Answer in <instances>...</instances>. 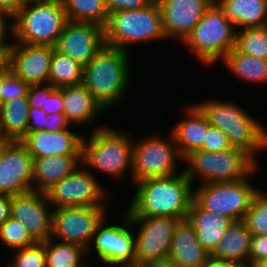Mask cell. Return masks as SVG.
<instances>
[{
    "instance_id": "6da1fadb",
    "label": "cell",
    "mask_w": 267,
    "mask_h": 267,
    "mask_svg": "<svg viewBox=\"0 0 267 267\" xmlns=\"http://www.w3.org/2000/svg\"><path fill=\"white\" fill-rule=\"evenodd\" d=\"M136 185L137 191L127 212L129 217L187 218L193 192L184 171L175 176L146 178Z\"/></svg>"
},
{
    "instance_id": "7a4b0ae2",
    "label": "cell",
    "mask_w": 267,
    "mask_h": 267,
    "mask_svg": "<svg viewBox=\"0 0 267 267\" xmlns=\"http://www.w3.org/2000/svg\"><path fill=\"white\" fill-rule=\"evenodd\" d=\"M128 52L104 47L84 66L83 84L103 108L121 100L128 86Z\"/></svg>"
},
{
    "instance_id": "3957f363",
    "label": "cell",
    "mask_w": 267,
    "mask_h": 267,
    "mask_svg": "<svg viewBox=\"0 0 267 267\" xmlns=\"http://www.w3.org/2000/svg\"><path fill=\"white\" fill-rule=\"evenodd\" d=\"M210 125L226 134L234 148H239L254 158V153L267 147V130L245 110L226 102L207 101L195 105Z\"/></svg>"
},
{
    "instance_id": "277c9868",
    "label": "cell",
    "mask_w": 267,
    "mask_h": 267,
    "mask_svg": "<svg viewBox=\"0 0 267 267\" xmlns=\"http://www.w3.org/2000/svg\"><path fill=\"white\" fill-rule=\"evenodd\" d=\"M12 19L9 31L18 43L53 47L68 21L62 0L22 7Z\"/></svg>"
},
{
    "instance_id": "5b68a950",
    "label": "cell",
    "mask_w": 267,
    "mask_h": 267,
    "mask_svg": "<svg viewBox=\"0 0 267 267\" xmlns=\"http://www.w3.org/2000/svg\"><path fill=\"white\" fill-rule=\"evenodd\" d=\"M188 168L183 170L192 182L194 176H201L204 183H224L246 179L257 167L254 158L239 148L222 152L195 150L183 158Z\"/></svg>"
},
{
    "instance_id": "8992f818",
    "label": "cell",
    "mask_w": 267,
    "mask_h": 267,
    "mask_svg": "<svg viewBox=\"0 0 267 267\" xmlns=\"http://www.w3.org/2000/svg\"><path fill=\"white\" fill-rule=\"evenodd\" d=\"M106 45L126 50V45L165 39L161 12L157 2L135 10H121L109 14L104 26ZM129 43V44H128Z\"/></svg>"
},
{
    "instance_id": "52a82bcc",
    "label": "cell",
    "mask_w": 267,
    "mask_h": 267,
    "mask_svg": "<svg viewBox=\"0 0 267 267\" xmlns=\"http://www.w3.org/2000/svg\"><path fill=\"white\" fill-rule=\"evenodd\" d=\"M133 142L126 134L107 127L96 128L88 141L82 140L81 162L121 178L132 169Z\"/></svg>"
},
{
    "instance_id": "ba28073f",
    "label": "cell",
    "mask_w": 267,
    "mask_h": 267,
    "mask_svg": "<svg viewBox=\"0 0 267 267\" xmlns=\"http://www.w3.org/2000/svg\"><path fill=\"white\" fill-rule=\"evenodd\" d=\"M234 29V25L214 2L184 42L197 54L200 61L212 64L219 58L223 59L235 47Z\"/></svg>"
},
{
    "instance_id": "9c48e42d",
    "label": "cell",
    "mask_w": 267,
    "mask_h": 267,
    "mask_svg": "<svg viewBox=\"0 0 267 267\" xmlns=\"http://www.w3.org/2000/svg\"><path fill=\"white\" fill-rule=\"evenodd\" d=\"M246 179L202 184L193 191V200L203 209L232 220L243 219L257 190Z\"/></svg>"
},
{
    "instance_id": "30bf717a",
    "label": "cell",
    "mask_w": 267,
    "mask_h": 267,
    "mask_svg": "<svg viewBox=\"0 0 267 267\" xmlns=\"http://www.w3.org/2000/svg\"><path fill=\"white\" fill-rule=\"evenodd\" d=\"M181 219L171 216L130 217V223L142 224L135 238V266L167 262L175 229Z\"/></svg>"
},
{
    "instance_id": "8fae6325",
    "label": "cell",
    "mask_w": 267,
    "mask_h": 267,
    "mask_svg": "<svg viewBox=\"0 0 267 267\" xmlns=\"http://www.w3.org/2000/svg\"><path fill=\"white\" fill-rule=\"evenodd\" d=\"M105 211V206L58 207L51 212V238L81 245L88 254L94 234L106 218Z\"/></svg>"
},
{
    "instance_id": "7c38bea8",
    "label": "cell",
    "mask_w": 267,
    "mask_h": 267,
    "mask_svg": "<svg viewBox=\"0 0 267 267\" xmlns=\"http://www.w3.org/2000/svg\"><path fill=\"white\" fill-rule=\"evenodd\" d=\"M170 136L172 141L168 142L154 134L133 144L131 170L135 182L146 178L175 175V160L182 156L173 136Z\"/></svg>"
},
{
    "instance_id": "4fadbf2b",
    "label": "cell",
    "mask_w": 267,
    "mask_h": 267,
    "mask_svg": "<svg viewBox=\"0 0 267 267\" xmlns=\"http://www.w3.org/2000/svg\"><path fill=\"white\" fill-rule=\"evenodd\" d=\"M45 193L48 201L57 207L105 206V190L85 168H77Z\"/></svg>"
},
{
    "instance_id": "5bb4252c",
    "label": "cell",
    "mask_w": 267,
    "mask_h": 267,
    "mask_svg": "<svg viewBox=\"0 0 267 267\" xmlns=\"http://www.w3.org/2000/svg\"><path fill=\"white\" fill-rule=\"evenodd\" d=\"M33 158L19 141H6L0 150V194L16 195L35 190Z\"/></svg>"
},
{
    "instance_id": "9a60e30c",
    "label": "cell",
    "mask_w": 267,
    "mask_h": 267,
    "mask_svg": "<svg viewBox=\"0 0 267 267\" xmlns=\"http://www.w3.org/2000/svg\"><path fill=\"white\" fill-rule=\"evenodd\" d=\"M105 44L101 25L68 20L54 48L85 66Z\"/></svg>"
},
{
    "instance_id": "2e32d148",
    "label": "cell",
    "mask_w": 267,
    "mask_h": 267,
    "mask_svg": "<svg viewBox=\"0 0 267 267\" xmlns=\"http://www.w3.org/2000/svg\"><path fill=\"white\" fill-rule=\"evenodd\" d=\"M45 202L49 203L43 191L11 195L10 217L21 222L36 242L51 238L52 213L47 210Z\"/></svg>"
},
{
    "instance_id": "e0dca14e",
    "label": "cell",
    "mask_w": 267,
    "mask_h": 267,
    "mask_svg": "<svg viewBox=\"0 0 267 267\" xmlns=\"http://www.w3.org/2000/svg\"><path fill=\"white\" fill-rule=\"evenodd\" d=\"M124 225H106V220L99 225L95 232L92 243L95 246L99 258L113 265H135V238L127 225L131 226L130 217L126 212ZM106 225V226H105ZM127 262V263H126Z\"/></svg>"
},
{
    "instance_id": "ac0fdd59",
    "label": "cell",
    "mask_w": 267,
    "mask_h": 267,
    "mask_svg": "<svg viewBox=\"0 0 267 267\" xmlns=\"http://www.w3.org/2000/svg\"><path fill=\"white\" fill-rule=\"evenodd\" d=\"M215 0H160L158 3L166 38L183 41Z\"/></svg>"
},
{
    "instance_id": "d6986e66",
    "label": "cell",
    "mask_w": 267,
    "mask_h": 267,
    "mask_svg": "<svg viewBox=\"0 0 267 267\" xmlns=\"http://www.w3.org/2000/svg\"><path fill=\"white\" fill-rule=\"evenodd\" d=\"M52 55L53 46L13 43L10 67L30 86L48 83Z\"/></svg>"
},
{
    "instance_id": "ffe728a7",
    "label": "cell",
    "mask_w": 267,
    "mask_h": 267,
    "mask_svg": "<svg viewBox=\"0 0 267 267\" xmlns=\"http://www.w3.org/2000/svg\"><path fill=\"white\" fill-rule=\"evenodd\" d=\"M82 135L66 129L58 132L38 130L28 132L20 141L31 154L32 158L81 155Z\"/></svg>"
},
{
    "instance_id": "44dd1931",
    "label": "cell",
    "mask_w": 267,
    "mask_h": 267,
    "mask_svg": "<svg viewBox=\"0 0 267 267\" xmlns=\"http://www.w3.org/2000/svg\"><path fill=\"white\" fill-rule=\"evenodd\" d=\"M209 257L192 225L186 219L181 220L175 229L167 262L176 267H202Z\"/></svg>"
},
{
    "instance_id": "7402d4cb",
    "label": "cell",
    "mask_w": 267,
    "mask_h": 267,
    "mask_svg": "<svg viewBox=\"0 0 267 267\" xmlns=\"http://www.w3.org/2000/svg\"><path fill=\"white\" fill-rule=\"evenodd\" d=\"M186 220L192 225L199 243L209 254L221 241L233 221L225 215L206 211L194 200L190 203Z\"/></svg>"
},
{
    "instance_id": "603a6c76",
    "label": "cell",
    "mask_w": 267,
    "mask_h": 267,
    "mask_svg": "<svg viewBox=\"0 0 267 267\" xmlns=\"http://www.w3.org/2000/svg\"><path fill=\"white\" fill-rule=\"evenodd\" d=\"M251 239L252 235L246 228L244 220H233L210 257L238 267H249L246 259L248 260L250 253Z\"/></svg>"
},
{
    "instance_id": "cb8c5ba5",
    "label": "cell",
    "mask_w": 267,
    "mask_h": 267,
    "mask_svg": "<svg viewBox=\"0 0 267 267\" xmlns=\"http://www.w3.org/2000/svg\"><path fill=\"white\" fill-rule=\"evenodd\" d=\"M81 163V155L33 158V181L37 191H47L54 183L71 174Z\"/></svg>"
},
{
    "instance_id": "d4e9b609",
    "label": "cell",
    "mask_w": 267,
    "mask_h": 267,
    "mask_svg": "<svg viewBox=\"0 0 267 267\" xmlns=\"http://www.w3.org/2000/svg\"><path fill=\"white\" fill-rule=\"evenodd\" d=\"M234 27L267 25V0H215Z\"/></svg>"
},
{
    "instance_id": "484cf974",
    "label": "cell",
    "mask_w": 267,
    "mask_h": 267,
    "mask_svg": "<svg viewBox=\"0 0 267 267\" xmlns=\"http://www.w3.org/2000/svg\"><path fill=\"white\" fill-rule=\"evenodd\" d=\"M64 101V114L70 123L90 122L104 108L82 83L59 88Z\"/></svg>"
},
{
    "instance_id": "4316f807",
    "label": "cell",
    "mask_w": 267,
    "mask_h": 267,
    "mask_svg": "<svg viewBox=\"0 0 267 267\" xmlns=\"http://www.w3.org/2000/svg\"><path fill=\"white\" fill-rule=\"evenodd\" d=\"M210 124L196 106L188 109V118L177 124L172 130V136L178 145L182 158L192 151L201 149Z\"/></svg>"
},
{
    "instance_id": "83f0119b",
    "label": "cell",
    "mask_w": 267,
    "mask_h": 267,
    "mask_svg": "<svg viewBox=\"0 0 267 267\" xmlns=\"http://www.w3.org/2000/svg\"><path fill=\"white\" fill-rule=\"evenodd\" d=\"M28 98L15 97L2 103L0 109V139L21 141L28 133Z\"/></svg>"
},
{
    "instance_id": "f1b7e54d",
    "label": "cell",
    "mask_w": 267,
    "mask_h": 267,
    "mask_svg": "<svg viewBox=\"0 0 267 267\" xmlns=\"http://www.w3.org/2000/svg\"><path fill=\"white\" fill-rule=\"evenodd\" d=\"M235 75L250 82H267V60L239 52L235 47L222 59Z\"/></svg>"
},
{
    "instance_id": "f546056e",
    "label": "cell",
    "mask_w": 267,
    "mask_h": 267,
    "mask_svg": "<svg viewBox=\"0 0 267 267\" xmlns=\"http://www.w3.org/2000/svg\"><path fill=\"white\" fill-rule=\"evenodd\" d=\"M84 66L69 57L59 53L53 47V55L50 63L48 83L55 88L74 86L83 82Z\"/></svg>"
},
{
    "instance_id": "4dcf8cb0",
    "label": "cell",
    "mask_w": 267,
    "mask_h": 267,
    "mask_svg": "<svg viewBox=\"0 0 267 267\" xmlns=\"http://www.w3.org/2000/svg\"><path fill=\"white\" fill-rule=\"evenodd\" d=\"M67 19L105 26L109 13L106 0H62Z\"/></svg>"
},
{
    "instance_id": "1f68e13d",
    "label": "cell",
    "mask_w": 267,
    "mask_h": 267,
    "mask_svg": "<svg viewBox=\"0 0 267 267\" xmlns=\"http://www.w3.org/2000/svg\"><path fill=\"white\" fill-rule=\"evenodd\" d=\"M82 255H87V250L81 245L46 240V267H86L80 263Z\"/></svg>"
},
{
    "instance_id": "d6a6232c",
    "label": "cell",
    "mask_w": 267,
    "mask_h": 267,
    "mask_svg": "<svg viewBox=\"0 0 267 267\" xmlns=\"http://www.w3.org/2000/svg\"><path fill=\"white\" fill-rule=\"evenodd\" d=\"M235 48L241 53L267 60V25L240 30L236 33Z\"/></svg>"
},
{
    "instance_id": "836d02e7",
    "label": "cell",
    "mask_w": 267,
    "mask_h": 267,
    "mask_svg": "<svg viewBox=\"0 0 267 267\" xmlns=\"http://www.w3.org/2000/svg\"><path fill=\"white\" fill-rule=\"evenodd\" d=\"M244 223L252 236L267 235V196L257 190L250 208L246 212Z\"/></svg>"
},
{
    "instance_id": "e575fe53",
    "label": "cell",
    "mask_w": 267,
    "mask_h": 267,
    "mask_svg": "<svg viewBox=\"0 0 267 267\" xmlns=\"http://www.w3.org/2000/svg\"><path fill=\"white\" fill-rule=\"evenodd\" d=\"M0 240L13 249L28 247L36 243L28 233L27 228L12 217H9L0 226Z\"/></svg>"
},
{
    "instance_id": "d590c367",
    "label": "cell",
    "mask_w": 267,
    "mask_h": 267,
    "mask_svg": "<svg viewBox=\"0 0 267 267\" xmlns=\"http://www.w3.org/2000/svg\"><path fill=\"white\" fill-rule=\"evenodd\" d=\"M16 252L10 267H46V241L16 249Z\"/></svg>"
},
{
    "instance_id": "8d00e7d4",
    "label": "cell",
    "mask_w": 267,
    "mask_h": 267,
    "mask_svg": "<svg viewBox=\"0 0 267 267\" xmlns=\"http://www.w3.org/2000/svg\"><path fill=\"white\" fill-rule=\"evenodd\" d=\"M30 85L19 78L12 70L5 76L2 102L12 100L15 97L27 96Z\"/></svg>"
},
{
    "instance_id": "74e56055",
    "label": "cell",
    "mask_w": 267,
    "mask_h": 267,
    "mask_svg": "<svg viewBox=\"0 0 267 267\" xmlns=\"http://www.w3.org/2000/svg\"><path fill=\"white\" fill-rule=\"evenodd\" d=\"M230 148L233 147L226 134L216 126L209 125L201 150L215 153L226 151Z\"/></svg>"
},
{
    "instance_id": "f35d334b",
    "label": "cell",
    "mask_w": 267,
    "mask_h": 267,
    "mask_svg": "<svg viewBox=\"0 0 267 267\" xmlns=\"http://www.w3.org/2000/svg\"><path fill=\"white\" fill-rule=\"evenodd\" d=\"M267 259V235L252 236L250 253L248 256L249 267Z\"/></svg>"
},
{
    "instance_id": "ab89813d",
    "label": "cell",
    "mask_w": 267,
    "mask_h": 267,
    "mask_svg": "<svg viewBox=\"0 0 267 267\" xmlns=\"http://www.w3.org/2000/svg\"><path fill=\"white\" fill-rule=\"evenodd\" d=\"M41 88L40 84L30 86L27 94L29 108L42 109L45 99L56 89L49 83Z\"/></svg>"
},
{
    "instance_id": "60d3db41",
    "label": "cell",
    "mask_w": 267,
    "mask_h": 267,
    "mask_svg": "<svg viewBox=\"0 0 267 267\" xmlns=\"http://www.w3.org/2000/svg\"><path fill=\"white\" fill-rule=\"evenodd\" d=\"M150 3V0H106V8L108 13L111 14L121 10L140 9Z\"/></svg>"
},
{
    "instance_id": "b9f144b4",
    "label": "cell",
    "mask_w": 267,
    "mask_h": 267,
    "mask_svg": "<svg viewBox=\"0 0 267 267\" xmlns=\"http://www.w3.org/2000/svg\"><path fill=\"white\" fill-rule=\"evenodd\" d=\"M42 109L47 114L64 113V101L62 91L59 88H56L49 97L45 99Z\"/></svg>"
},
{
    "instance_id": "7bdbcfd3",
    "label": "cell",
    "mask_w": 267,
    "mask_h": 267,
    "mask_svg": "<svg viewBox=\"0 0 267 267\" xmlns=\"http://www.w3.org/2000/svg\"><path fill=\"white\" fill-rule=\"evenodd\" d=\"M70 122L64 113L47 114L45 121V131L52 133L68 129Z\"/></svg>"
},
{
    "instance_id": "ee69618b",
    "label": "cell",
    "mask_w": 267,
    "mask_h": 267,
    "mask_svg": "<svg viewBox=\"0 0 267 267\" xmlns=\"http://www.w3.org/2000/svg\"><path fill=\"white\" fill-rule=\"evenodd\" d=\"M47 113L43 109H28V132L44 130Z\"/></svg>"
},
{
    "instance_id": "f6af8a7d",
    "label": "cell",
    "mask_w": 267,
    "mask_h": 267,
    "mask_svg": "<svg viewBox=\"0 0 267 267\" xmlns=\"http://www.w3.org/2000/svg\"><path fill=\"white\" fill-rule=\"evenodd\" d=\"M11 47L5 40L0 41V71L11 70Z\"/></svg>"
},
{
    "instance_id": "bcb514c9",
    "label": "cell",
    "mask_w": 267,
    "mask_h": 267,
    "mask_svg": "<svg viewBox=\"0 0 267 267\" xmlns=\"http://www.w3.org/2000/svg\"><path fill=\"white\" fill-rule=\"evenodd\" d=\"M11 195L0 194V226L10 217Z\"/></svg>"
},
{
    "instance_id": "7dc6e473",
    "label": "cell",
    "mask_w": 267,
    "mask_h": 267,
    "mask_svg": "<svg viewBox=\"0 0 267 267\" xmlns=\"http://www.w3.org/2000/svg\"><path fill=\"white\" fill-rule=\"evenodd\" d=\"M0 10L12 18L20 10V0H0Z\"/></svg>"
},
{
    "instance_id": "c3c4849f",
    "label": "cell",
    "mask_w": 267,
    "mask_h": 267,
    "mask_svg": "<svg viewBox=\"0 0 267 267\" xmlns=\"http://www.w3.org/2000/svg\"><path fill=\"white\" fill-rule=\"evenodd\" d=\"M202 267H238V266L229 262L212 259L211 257H209L206 263Z\"/></svg>"
},
{
    "instance_id": "681fc988",
    "label": "cell",
    "mask_w": 267,
    "mask_h": 267,
    "mask_svg": "<svg viewBox=\"0 0 267 267\" xmlns=\"http://www.w3.org/2000/svg\"><path fill=\"white\" fill-rule=\"evenodd\" d=\"M4 16L9 17L4 11L0 10V41L5 40V31L8 27Z\"/></svg>"
},
{
    "instance_id": "f907efd6",
    "label": "cell",
    "mask_w": 267,
    "mask_h": 267,
    "mask_svg": "<svg viewBox=\"0 0 267 267\" xmlns=\"http://www.w3.org/2000/svg\"><path fill=\"white\" fill-rule=\"evenodd\" d=\"M11 70H4V71H0V109H1V105H2V99H1V93H3V84H4V79L5 76L10 72Z\"/></svg>"
},
{
    "instance_id": "816d5d0a",
    "label": "cell",
    "mask_w": 267,
    "mask_h": 267,
    "mask_svg": "<svg viewBox=\"0 0 267 267\" xmlns=\"http://www.w3.org/2000/svg\"><path fill=\"white\" fill-rule=\"evenodd\" d=\"M44 1H47V0H20V9L25 6H29L30 4L31 5L38 4Z\"/></svg>"
},
{
    "instance_id": "f5cc1de1",
    "label": "cell",
    "mask_w": 267,
    "mask_h": 267,
    "mask_svg": "<svg viewBox=\"0 0 267 267\" xmlns=\"http://www.w3.org/2000/svg\"><path fill=\"white\" fill-rule=\"evenodd\" d=\"M146 267H176L175 265L169 263V262H163V263H160V264H153V265H149V266H146Z\"/></svg>"
},
{
    "instance_id": "db71d44e",
    "label": "cell",
    "mask_w": 267,
    "mask_h": 267,
    "mask_svg": "<svg viewBox=\"0 0 267 267\" xmlns=\"http://www.w3.org/2000/svg\"><path fill=\"white\" fill-rule=\"evenodd\" d=\"M254 267H267V259L257 263Z\"/></svg>"
},
{
    "instance_id": "11a10c76",
    "label": "cell",
    "mask_w": 267,
    "mask_h": 267,
    "mask_svg": "<svg viewBox=\"0 0 267 267\" xmlns=\"http://www.w3.org/2000/svg\"><path fill=\"white\" fill-rule=\"evenodd\" d=\"M6 141H4L3 139H0V150H1V146L5 143Z\"/></svg>"
},
{
    "instance_id": "9f6ffc18",
    "label": "cell",
    "mask_w": 267,
    "mask_h": 267,
    "mask_svg": "<svg viewBox=\"0 0 267 267\" xmlns=\"http://www.w3.org/2000/svg\"><path fill=\"white\" fill-rule=\"evenodd\" d=\"M124 267H143V266H135V265H126Z\"/></svg>"
},
{
    "instance_id": "6f0895ef",
    "label": "cell",
    "mask_w": 267,
    "mask_h": 267,
    "mask_svg": "<svg viewBox=\"0 0 267 267\" xmlns=\"http://www.w3.org/2000/svg\"><path fill=\"white\" fill-rule=\"evenodd\" d=\"M151 2H159L160 0H150Z\"/></svg>"
}]
</instances>
